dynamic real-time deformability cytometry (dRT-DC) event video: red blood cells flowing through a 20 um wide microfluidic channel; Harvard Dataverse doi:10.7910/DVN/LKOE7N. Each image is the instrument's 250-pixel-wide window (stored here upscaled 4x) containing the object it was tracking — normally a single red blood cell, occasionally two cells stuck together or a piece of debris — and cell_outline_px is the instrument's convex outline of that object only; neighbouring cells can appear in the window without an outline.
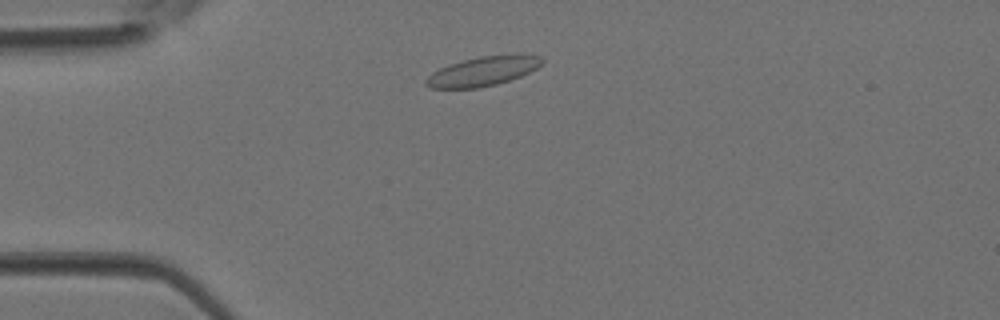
{"species": "Egyptian fruit bat (a non-hibernating species)", "species_latin": "Rousettus aegyptiacus", "temperature_condition": "room temperature", "stored_images_in_passage": 1, "camera_frame_rate_fps": 3000, "um_per_image_px": 0.085, "animal": {"sex": "female"}, "frame": {"image": 1, "passage_image": 1, "time_ms": 0.0, "image_size_px": [1000, 320], "cell_outline_px": [[544, 60], [536, 68], [520, 76], [496, 84], [476, 88], [428, 88], [424, 84], [424, 80], [432, 72], [448, 64], [480, 56], [520, 52], [540, 56]], "centroid_in_image_um": [41.05, 6.02], "position_along_channel_um": 44.0, "area_um2": 20.11}}